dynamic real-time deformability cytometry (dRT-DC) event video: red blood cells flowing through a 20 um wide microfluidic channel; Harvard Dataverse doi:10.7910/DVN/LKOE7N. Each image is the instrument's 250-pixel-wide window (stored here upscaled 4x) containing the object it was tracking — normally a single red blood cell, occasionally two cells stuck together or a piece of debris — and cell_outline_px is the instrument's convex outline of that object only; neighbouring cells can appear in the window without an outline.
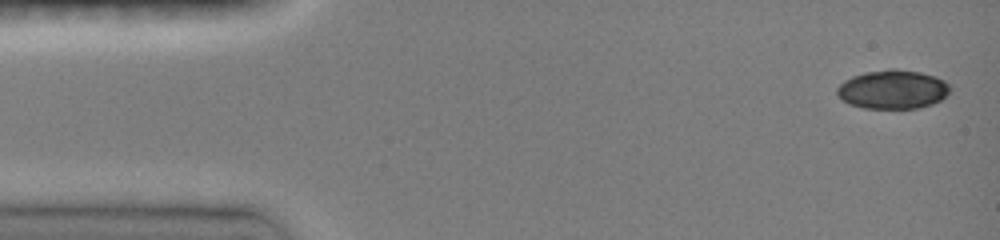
{"species": "common noctule bat (a hibernating species)", "species_latin": "Nyctalus noctula", "temperature_condition": "room temperature", "stored_images_in_passage": 9, "camera_frame_rate_fps": 3000, "um_per_image_px": 0.085, "animal": {"sex": "female", "body_mass_g": 19.0, "forearm_length_mm": 51.5}, "frame": {"image": 1, "passage_image": 1, "time_ms": 0.0, "image_size_px": [1000, 240], "cell_outline_px": [[952, 88], [940, 100], [932, 104], [920, 108], [864, 108], [848, 104], [836, 92], [836, 88], [844, 80], [852, 76], [864, 72], [888, 68], [896, 68], [920, 72], [936, 76], [944, 80]], "centroid_in_image_um": [75.88, 7.58], "position_along_channel_um": 9.1, "area_um2": 25.78}}
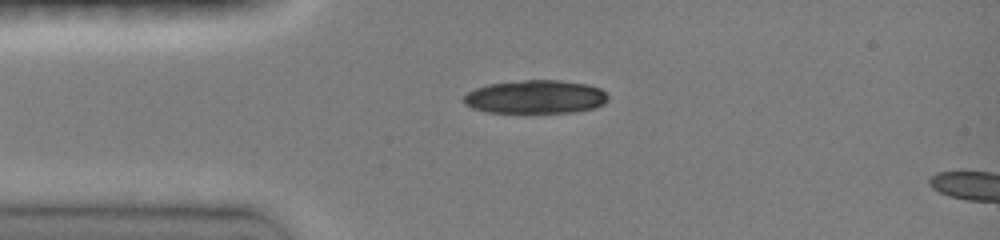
{"frame": {"image": 2, "passage_image": 7, "time_ms": 3.0, "image_size_px": [1000, 240], "cell_outline_px": [[608, 100], [604, 104], [596, 108], [576, 112], [488, 112], [472, 108], [464, 104], [460, 100], [468, 92], [476, 88], [488, 84], [524, 80], [560, 80], [588, 84], [600, 88], [608, 96]], "centroid_in_image_um": [45.52, 8.23], "position_along_channel_um": 39.5, "area_um2": 28.26}}